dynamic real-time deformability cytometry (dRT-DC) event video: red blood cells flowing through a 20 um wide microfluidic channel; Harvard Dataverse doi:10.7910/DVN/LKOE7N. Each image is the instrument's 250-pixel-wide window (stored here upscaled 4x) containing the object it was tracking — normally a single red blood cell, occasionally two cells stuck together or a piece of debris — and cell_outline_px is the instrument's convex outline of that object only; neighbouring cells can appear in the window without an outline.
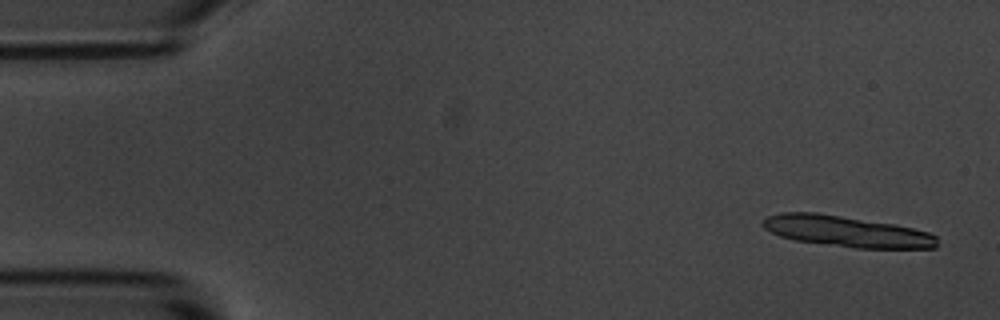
{"species": "common noctule bat (a hibernating species)", "species_latin": "Nyctalus noctula", "temperature_condition": "room temperature", "stored_images_in_passage": 4, "camera_frame_rate_fps": 3000, "um_per_image_px": 0.085, "animal": {"sex": "male", "body_mass_g": 20.1, "forearm_length_mm": 53.5}, "frame": {"image": 1, "passage_image": 1, "time_ms": 0.0, "image_size_px": [1000, 320], "cell_outline_px": [[936, 248], [856, 248], [796, 240], [780, 236], [764, 228], [760, 224], [768, 216], [784, 212], [816, 212], [896, 224], [928, 232], [936, 236]], "centroid_in_image_um": [71.96, 19.66], "position_along_channel_um": 13.0, "area_um2": 31.27}}